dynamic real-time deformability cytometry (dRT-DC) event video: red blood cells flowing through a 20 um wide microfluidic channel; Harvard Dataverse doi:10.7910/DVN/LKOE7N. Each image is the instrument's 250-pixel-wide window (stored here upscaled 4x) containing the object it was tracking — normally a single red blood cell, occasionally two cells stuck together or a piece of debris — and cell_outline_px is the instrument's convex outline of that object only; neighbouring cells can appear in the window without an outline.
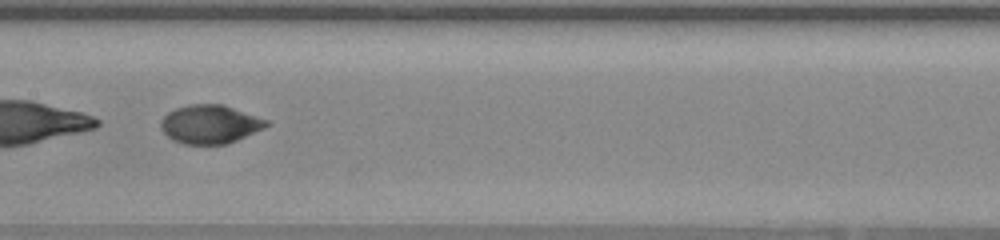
{"species": "human", "species_latin": "Homo sapiens", "temperature_condition": "warm", "stored_images_in_passage": 52, "segment_of_instrument_passage": [2, 2], "camera_frame_rate_fps": 3000, "um_per_image_px": 0.085, "donor": {"sex": "female"}, "frame": {"image": 1, "passage_image": 29, "time_ms": 9.333, "image_size_px": [1000, 240], "cell_outline_px": [[272, 124], [264, 128], [228, 144], [184, 144], [172, 140], [160, 128], [160, 120], [168, 112], [176, 108], [188, 104], [220, 104], [268, 120]], "centroid_in_image_um": [17.83, 10.57], "position_along_channel_um": 189.6, "area_um2": 23.7}}
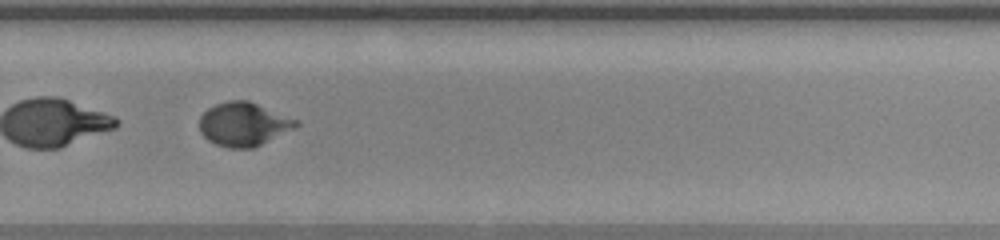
{"frame": {"image": 2, "passage_image": 38, "time_ms": 12.333, "image_size_px": [1000, 240], "cell_outline_px": [[300, 124], [252, 148], [228, 148], [216, 144], [208, 140], [200, 132], [200, 116], [208, 108], [216, 104], [228, 100], [248, 100], [300, 120]], "centroid_in_image_um": [20.68, 10.53], "position_along_channel_um": 309.1, "area_um2": 24.33}}